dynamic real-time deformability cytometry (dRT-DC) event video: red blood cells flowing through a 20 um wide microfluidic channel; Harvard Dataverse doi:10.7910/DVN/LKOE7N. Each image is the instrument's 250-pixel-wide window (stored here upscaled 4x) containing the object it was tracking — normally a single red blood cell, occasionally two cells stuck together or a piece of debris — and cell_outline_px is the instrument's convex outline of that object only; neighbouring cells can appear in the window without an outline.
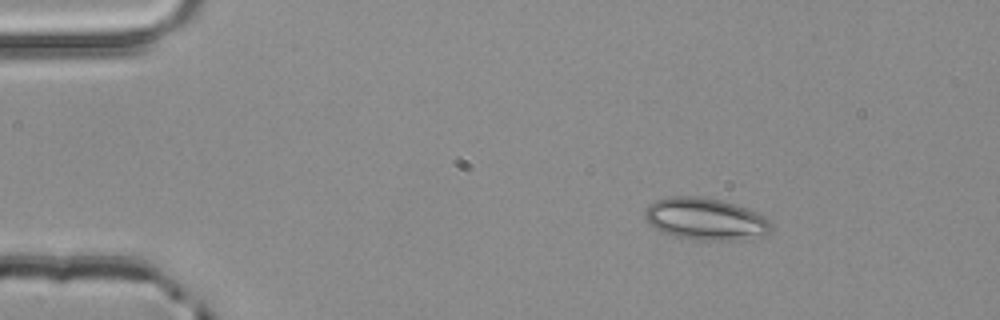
{"species": "common noctule bat (a hibernating species)", "species_latin": "Nyctalus noctula", "temperature_condition": "room temperature", "stored_images_in_passage": 3, "camera_frame_rate_fps": 3000, "um_per_image_px": 0.085, "animal": {"sex": "male", "body_mass_g": 20.4}, "frame": {"image": 1, "passage_image": 1, "time_ms": 0.0, "image_size_px": [1000, 320], "cell_outline_px": [[772, 232], [716, 240], [692, 240], [660, 232], [644, 216], [644, 208], [648, 204], [656, 200], [672, 196], [700, 196], [720, 200], [736, 204], [756, 212], [772, 220]], "centroid_in_image_um": [59.9, 18.58], "position_along_channel_um": 25.1, "area_um2": 30.4}}